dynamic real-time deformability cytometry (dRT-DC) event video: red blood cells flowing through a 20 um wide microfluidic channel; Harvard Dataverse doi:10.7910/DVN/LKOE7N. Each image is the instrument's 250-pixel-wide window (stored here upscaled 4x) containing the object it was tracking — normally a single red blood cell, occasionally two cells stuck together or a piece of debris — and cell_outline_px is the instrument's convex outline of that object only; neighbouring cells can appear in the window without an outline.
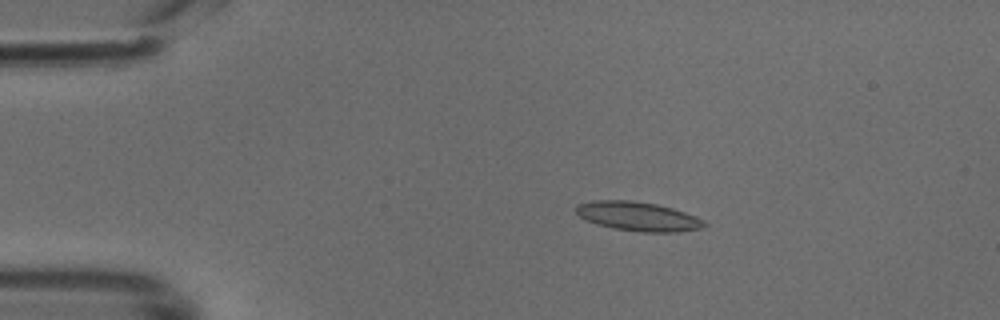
{"species": "common noctule bat (a hibernating species)", "species_latin": "Nyctalus noctula", "temperature_condition": "cold", "stored_images_in_passage": 49, "camera_frame_rate_fps": 3000, "um_per_image_px": 0.085, "animal": {"sex": "male", "body_mass_g": 18.8}, "frame": {"image": 1, "passage_image": 9, "time_ms": 2.667, "image_size_px": [1000, 320], "cell_outline_px": [[708, 224], [700, 228], [676, 232], [640, 232], [616, 228], [596, 224], [580, 216], [576, 212], [576, 204], [592, 200], [632, 200], [656, 204], [672, 208], [696, 216], [704, 220]], "centroid_in_image_um": [54.23, 18.38], "position_along_channel_um": 30.8, "area_um2": 21.68}}
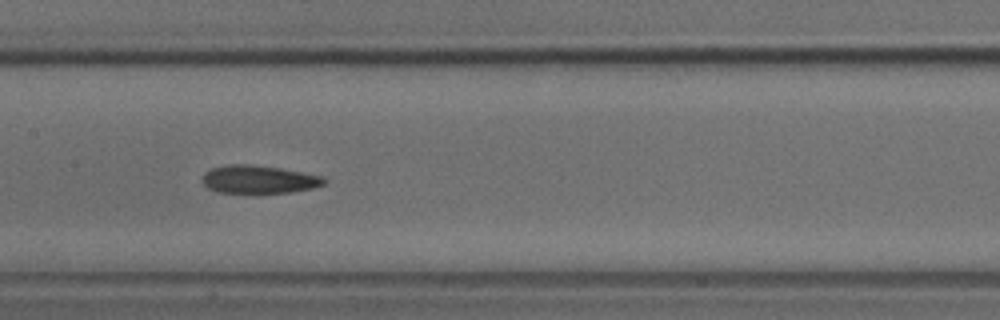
{"frame": {"image": 2, "passage_image": 24, "time_ms": 7.667, "image_size_px": [1000, 320], "cell_outline_px": [[328, 180], [324, 184], [312, 188], [292, 192], [216, 192], [208, 188], [200, 180], [204, 172], [212, 168], [232, 164], [248, 164], [280, 168], [320, 176]], "centroid_in_image_um": [21.96, 15.24], "position_along_channel_um": 185.4, "area_um2": 19.65}}
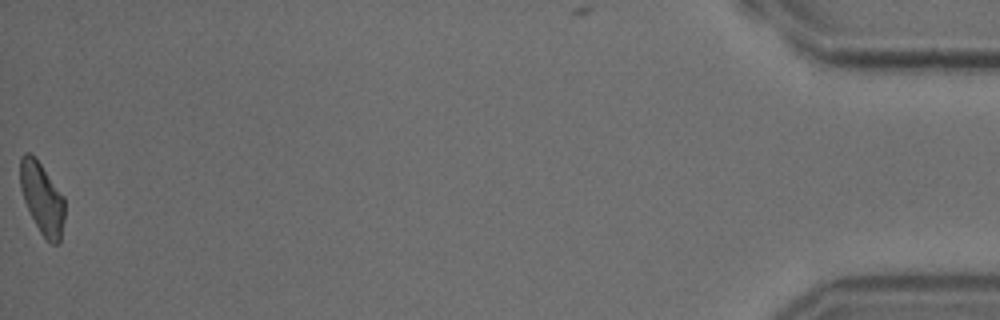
{"frame": {"image": 3, "passage_image": 49, "time_ms": 16.0, "image_size_px": [1000, 320], "cell_outline_px": [[64, 220], [60, 244], [52, 244], [40, 232], [24, 200], [20, 188], [20, 156], [24, 152], [28, 152], [36, 156], [64, 196]], "centroid_in_image_um": [3.58, 16.81], "position_along_channel_um": 431.6, "area_um2": 18.67}}